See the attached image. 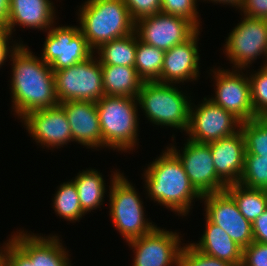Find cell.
<instances>
[{
  "label": "cell",
  "instance_id": "e575fe53",
  "mask_svg": "<svg viewBox=\"0 0 267 266\" xmlns=\"http://www.w3.org/2000/svg\"><path fill=\"white\" fill-rule=\"evenodd\" d=\"M242 266H267V244L252 242L242 249Z\"/></svg>",
  "mask_w": 267,
  "mask_h": 266
},
{
  "label": "cell",
  "instance_id": "5b68a950",
  "mask_svg": "<svg viewBox=\"0 0 267 266\" xmlns=\"http://www.w3.org/2000/svg\"><path fill=\"white\" fill-rule=\"evenodd\" d=\"M176 84L143 82L137 103L148 121L181 131L189 127L191 99Z\"/></svg>",
  "mask_w": 267,
  "mask_h": 266
},
{
  "label": "cell",
  "instance_id": "484cf974",
  "mask_svg": "<svg viewBox=\"0 0 267 266\" xmlns=\"http://www.w3.org/2000/svg\"><path fill=\"white\" fill-rule=\"evenodd\" d=\"M225 190L235 200L240 213L251 223L267 209V190L247 188L236 183Z\"/></svg>",
  "mask_w": 267,
  "mask_h": 266
},
{
  "label": "cell",
  "instance_id": "603a6c76",
  "mask_svg": "<svg viewBox=\"0 0 267 266\" xmlns=\"http://www.w3.org/2000/svg\"><path fill=\"white\" fill-rule=\"evenodd\" d=\"M104 96L136 98L143 80L134 67L101 65Z\"/></svg>",
  "mask_w": 267,
  "mask_h": 266
},
{
  "label": "cell",
  "instance_id": "f1b7e54d",
  "mask_svg": "<svg viewBox=\"0 0 267 266\" xmlns=\"http://www.w3.org/2000/svg\"><path fill=\"white\" fill-rule=\"evenodd\" d=\"M245 154L267 157V117H257L240 124Z\"/></svg>",
  "mask_w": 267,
  "mask_h": 266
},
{
  "label": "cell",
  "instance_id": "ac0fdd59",
  "mask_svg": "<svg viewBox=\"0 0 267 266\" xmlns=\"http://www.w3.org/2000/svg\"><path fill=\"white\" fill-rule=\"evenodd\" d=\"M199 34L200 30L186 42L165 51L161 76L156 82L178 85L184 81L198 80L197 78L200 77Z\"/></svg>",
  "mask_w": 267,
  "mask_h": 266
},
{
  "label": "cell",
  "instance_id": "4316f807",
  "mask_svg": "<svg viewBox=\"0 0 267 266\" xmlns=\"http://www.w3.org/2000/svg\"><path fill=\"white\" fill-rule=\"evenodd\" d=\"M164 54L163 50L140 41L137 36L134 68L144 82H154L160 78Z\"/></svg>",
  "mask_w": 267,
  "mask_h": 266
},
{
  "label": "cell",
  "instance_id": "2e32d148",
  "mask_svg": "<svg viewBox=\"0 0 267 266\" xmlns=\"http://www.w3.org/2000/svg\"><path fill=\"white\" fill-rule=\"evenodd\" d=\"M205 205V217L221 227L242 249L253 242L252 223L239 211L233 197L226 191L201 197Z\"/></svg>",
  "mask_w": 267,
  "mask_h": 266
},
{
  "label": "cell",
  "instance_id": "74e56055",
  "mask_svg": "<svg viewBox=\"0 0 267 266\" xmlns=\"http://www.w3.org/2000/svg\"><path fill=\"white\" fill-rule=\"evenodd\" d=\"M253 241L267 244V209L252 223Z\"/></svg>",
  "mask_w": 267,
  "mask_h": 266
},
{
  "label": "cell",
  "instance_id": "3957f363",
  "mask_svg": "<svg viewBox=\"0 0 267 266\" xmlns=\"http://www.w3.org/2000/svg\"><path fill=\"white\" fill-rule=\"evenodd\" d=\"M78 11L80 30L93 51L134 32L135 22L122 0H87Z\"/></svg>",
  "mask_w": 267,
  "mask_h": 266
},
{
  "label": "cell",
  "instance_id": "83f0119b",
  "mask_svg": "<svg viewBox=\"0 0 267 266\" xmlns=\"http://www.w3.org/2000/svg\"><path fill=\"white\" fill-rule=\"evenodd\" d=\"M58 187L52 199L56 215L67 221H79L85 213L82 211L74 181L64 182Z\"/></svg>",
  "mask_w": 267,
  "mask_h": 266
},
{
  "label": "cell",
  "instance_id": "52a82bcc",
  "mask_svg": "<svg viewBox=\"0 0 267 266\" xmlns=\"http://www.w3.org/2000/svg\"><path fill=\"white\" fill-rule=\"evenodd\" d=\"M95 53L84 62L56 70L55 92L61 102L93 101L104 96L102 67Z\"/></svg>",
  "mask_w": 267,
  "mask_h": 266
},
{
  "label": "cell",
  "instance_id": "60d3db41",
  "mask_svg": "<svg viewBox=\"0 0 267 266\" xmlns=\"http://www.w3.org/2000/svg\"><path fill=\"white\" fill-rule=\"evenodd\" d=\"M204 1H207L208 2V0H204ZM212 1V3L214 2L215 4L217 3H219V4H223V5H230V6H232V7H236L237 9H240V7L242 6V3H243V0H209V2H211Z\"/></svg>",
  "mask_w": 267,
  "mask_h": 266
},
{
  "label": "cell",
  "instance_id": "ba28073f",
  "mask_svg": "<svg viewBox=\"0 0 267 266\" xmlns=\"http://www.w3.org/2000/svg\"><path fill=\"white\" fill-rule=\"evenodd\" d=\"M9 266H72L59 236L19 230L11 235ZM61 241V242H60Z\"/></svg>",
  "mask_w": 267,
  "mask_h": 266
},
{
  "label": "cell",
  "instance_id": "f35d334b",
  "mask_svg": "<svg viewBox=\"0 0 267 266\" xmlns=\"http://www.w3.org/2000/svg\"><path fill=\"white\" fill-rule=\"evenodd\" d=\"M4 242V245L0 247V266H9L10 244L13 242L12 238Z\"/></svg>",
  "mask_w": 267,
  "mask_h": 266
},
{
  "label": "cell",
  "instance_id": "30bf717a",
  "mask_svg": "<svg viewBox=\"0 0 267 266\" xmlns=\"http://www.w3.org/2000/svg\"><path fill=\"white\" fill-rule=\"evenodd\" d=\"M41 59L52 70H61L84 62L94 54L80 26L54 25L47 31L43 44Z\"/></svg>",
  "mask_w": 267,
  "mask_h": 266
},
{
  "label": "cell",
  "instance_id": "e0dca14e",
  "mask_svg": "<svg viewBox=\"0 0 267 266\" xmlns=\"http://www.w3.org/2000/svg\"><path fill=\"white\" fill-rule=\"evenodd\" d=\"M21 122L33 140L43 148L58 149L73 142L67 115L60 105L29 112Z\"/></svg>",
  "mask_w": 267,
  "mask_h": 266
},
{
  "label": "cell",
  "instance_id": "7a4b0ae2",
  "mask_svg": "<svg viewBox=\"0 0 267 266\" xmlns=\"http://www.w3.org/2000/svg\"><path fill=\"white\" fill-rule=\"evenodd\" d=\"M144 170L148 197L179 216H187L192 202L201 195L189 181L183 164L168 148ZM194 199V200H193Z\"/></svg>",
  "mask_w": 267,
  "mask_h": 266
},
{
  "label": "cell",
  "instance_id": "5bb4252c",
  "mask_svg": "<svg viewBox=\"0 0 267 266\" xmlns=\"http://www.w3.org/2000/svg\"><path fill=\"white\" fill-rule=\"evenodd\" d=\"M186 141L182 153L176 145L168 148L183 164L192 186L201 196L224 191L227 185L217 176L209 144Z\"/></svg>",
  "mask_w": 267,
  "mask_h": 266
},
{
  "label": "cell",
  "instance_id": "d4e9b609",
  "mask_svg": "<svg viewBox=\"0 0 267 266\" xmlns=\"http://www.w3.org/2000/svg\"><path fill=\"white\" fill-rule=\"evenodd\" d=\"M137 34L133 33L102 44L96 52L101 65L135 66Z\"/></svg>",
  "mask_w": 267,
  "mask_h": 266
},
{
  "label": "cell",
  "instance_id": "f546056e",
  "mask_svg": "<svg viewBox=\"0 0 267 266\" xmlns=\"http://www.w3.org/2000/svg\"><path fill=\"white\" fill-rule=\"evenodd\" d=\"M239 184L267 190V157L245 154L244 170Z\"/></svg>",
  "mask_w": 267,
  "mask_h": 266
},
{
  "label": "cell",
  "instance_id": "7402d4cb",
  "mask_svg": "<svg viewBox=\"0 0 267 266\" xmlns=\"http://www.w3.org/2000/svg\"><path fill=\"white\" fill-rule=\"evenodd\" d=\"M203 235L198 243L192 245L200 252L227 261L234 266L242 263V248L219 226L210 222L206 217Z\"/></svg>",
  "mask_w": 267,
  "mask_h": 266
},
{
  "label": "cell",
  "instance_id": "6da1fadb",
  "mask_svg": "<svg viewBox=\"0 0 267 266\" xmlns=\"http://www.w3.org/2000/svg\"><path fill=\"white\" fill-rule=\"evenodd\" d=\"M28 46L19 42L10 55L12 111L19 119L29 112L59 105L55 92L54 71Z\"/></svg>",
  "mask_w": 267,
  "mask_h": 266
},
{
  "label": "cell",
  "instance_id": "ffe728a7",
  "mask_svg": "<svg viewBox=\"0 0 267 266\" xmlns=\"http://www.w3.org/2000/svg\"><path fill=\"white\" fill-rule=\"evenodd\" d=\"M209 146L217 176L226 185L239 183L246 152L242 132L213 141Z\"/></svg>",
  "mask_w": 267,
  "mask_h": 266
},
{
  "label": "cell",
  "instance_id": "cb8c5ba5",
  "mask_svg": "<svg viewBox=\"0 0 267 266\" xmlns=\"http://www.w3.org/2000/svg\"><path fill=\"white\" fill-rule=\"evenodd\" d=\"M101 174L100 171L90 168L80 171L72 179L76 185L82 211L85 214L103 205L107 191H105L106 183Z\"/></svg>",
  "mask_w": 267,
  "mask_h": 266
},
{
  "label": "cell",
  "instance_id": "d6a6232c",
  "mask_svg": "<svg viewBox=\"0 0 267 266\" xmlns=\"http://www.w3.org/2000/svg\"><path fill=\"white\" fill-rule=\"evenodd\" d=\"M179 266H234L227 261L208 256L197 250L192 243L185 244L181 250Z\"/></svg>",
  "mask_w": 267,
  "mask_h": 266
},
{
  "label": "cell",
  "instance_id": "277c9868",
  "mask_svg": "<svg viewBox=\"0 0 267 266\" xmlns=\"http://www.w3.org/2000/svg\"><path fill=\"white\" fill-rule=\"evenodd\" d=\"M103 148L132 151L138 145L137 98L103 96L96 102ZM129 150V151H127Z\"/></svg>",
  "mask_w": 267,
  "mask_h": 266
},
{
  "label": "cell",
  "instance_id": "836d02e7",
  "mask_svg": "<svg viewBox=\"0 0 267 266\" xmlns=\"http://www.w3.org/2000/svg\"><path fill=\"white\" fill-rule=\"evenodd\" d=\"M134 22L160 12L161 0H122Z\"/></svg>",
  "mask_w": 267,
  "mask_h": 266
},
{
  "label": "cell",
  "instance_id": "7c38bea8",
  "mask_svg": "<svg viewBox=\"0 0 267 266\" xmlns=\"http://www.w3.org/2000/svg\"><path fill=\"white\" fill-rule=\"evenodd\" d=\"M202 103L190 105L188 139L199 143H211L234 135L240 130L241 122L221 106L207 97ZM195 109V110H194Z\"/></svg>",
  "mask_w": 267,
  "mask_h": 266
},
{
  "label": "cell",
  "instance_id": "4dcf8cb0",
  "mask_svg": "<svg viewBox=\"0 0 267 266\" xmlns=\"http://www.w3.org/2000/svg\"><path fill=\"white\" fill-rule=\"evenodd\" d=\"M248 75L254 114L257 117H267V65Z\"/></svg>",
  "mask_w": 267,
  "mask_h": 266
},
{
  "label": "cell",
  "instance_id": "8d00e7d4",
  "mask_svg": "<svg viewBox=\"0 0 267 266\" xmlns=\"http://www.w3.org/2000/svg\"><path fill=\"white\" fill-rule=\"evenodd\" d=\"M12 34L4 27L0 26V67L6 62L7 58H10L12 52L18 47V42L13 41ZM10 40L14 42L13 46H9ZM11 47V48H10Z\"/></svg>",
  "mask_w": 267,
  "mask_h": 266
},
{
  "label": "cell",
  "instance_id": "d590c367",
  "mask_svg": "<svg viewBox=\"0 0 267 266\" xmlns=\"http://www.w3.org/2000/svg\"><path fill=\"white\" fill-rule=\"evenodd\" d=\"M239 10L247 17L267 20V0H243Z\"/></svg>",
  "mask_w": 267,
  "mask_h": 266
},
{
  "label": "cell",
  "instance_id": "9a60e30c",
  "mask_svg": "<svg viewBox=\"0 0 267 266\" xmlns=\"http://www.w3.org/2000/svg\"><path fill=\"white\" fill-rule=\"evenodd\" d=\"M179 232L155 227L151 232L128 241L134 253L133 266H179L183 244Z\"/></svg>",
  "mask_w": 267,
  "mask_h": 266
},
{
  "label": "cell",
  "instance_id": "ab89813d",
  "mask_svg": "<svg viewBox=\"0 0 267 266\" xmlns=\"http://www.w3.org/2000/svg\"><path fill=\"white\" fill-rule=\"evenodd\" d=\"M9 12V0H0V26H5Z\"/></svg>",
  "mask_w": 267,
  "mask_h": 266
},
{
  "label": "cell",
  "instance_id": "4fadbf2b",
  "mask_svg": "<svg viewBox=\"0 0 267 266\" xmlns=\"http://www.w3.org/2000/svg\"><path fill=\"white\" fill-rule=\"evenodd\" d=\"M199 29L186 18L162 12L135 22L138 39L148 45L168 51L189 40Z\"/></svg>",
  "mask_w": 267,
  "mask_h": 266
},
{
  "label": "cell",
  "instance_id": "8992f818",
  "mask_svg": "<svg viewBox=\"0 0 267 266\" xmlns=\"http://www.w3.org/2000/svg\"><path fill=\"white\" fill-rule=\"evenodd\" d=\"M116 171V172H115ZM109 186V209L112 225L126 242L144 236L157 225L148 221L144 213L143 201L133 184L124 174L115 170Z\"/></svg>",
  "mask_w": 267,
  "mask_h": 266
},
{
  "label": "cell",
  "instance_id": "d6986e66",
  "mask_svg": "<svg viewBox=\"0 0 267 266\" xmlns=\"http://www.w3.org/2000/svg\"><path fill=\"white\" fill-rule=\"evenodd\" d=\"M59 105L67 115L74 142L92 149L103 147L96 102L66 101Z\"/></svg>",
  "mask_w": 267,
  "mask_h": 266
},
{
  "label": "cell",
  "instance_id": "9c48e42d",
  "mask_svg": "<svg viewBox=\"0 0 267 266\" xmlns=\"http://www.w3.org/2000/svg\"><path fill=\"white\" fill-rule=\"evenodd\" d=\"M226 38L224 54L233 69L249 68L259 56L267 60V20L242 16Z\"/></svg>",
  "mask_w": 267,
  "mask_h": 266
},
{
  "label": "cell",
  "instance_id": "8fae6325",
  "mask_svg": "<svg viewBox=\"0 0 267 266\" xmlns=\"http://www.w3.org/2000/svg\"><path fill=\"white\" fill-rule=\"evenodd\" d=\"M215 79V95L210 99L214 104L230 112L241 123L257 118L251 103L249 77L241 69H210Z\"/></svg>",
  "mask_w": 267,
  "mask_h": 266
},
{
  "label": "cell",
  "instance_id": "1f68e13d",
  "mask_svg": "<svg viewBox=\"0 0 267 266\" xmlns=\"http://www.w3.org/2000/svg\"><path fill=\"white\" fill-rule=\"evenodd\" d=\"M196 4L197 0H161L160 12L186 18L200 29L201 21Z\"/></svg>",
  "mask_w": 267,
  "mask_h": 266
},
{
  "label": "cell",
  "instance_id": "44dd1931",
  "mask_svg": "<svg viewBox=\"0 0 267 266\" xmlns=\"http://www.w3.org/2000/svg\"><path fill=\"white\" fill-rule=\"evenodd\" d=\"M51 0H9V12L5 28L12 34L15 26L39 29L47 32L57 16Z\"/></svg>",
  "mask_w": 267,
  "mask_h": 266
}]
</instances>
